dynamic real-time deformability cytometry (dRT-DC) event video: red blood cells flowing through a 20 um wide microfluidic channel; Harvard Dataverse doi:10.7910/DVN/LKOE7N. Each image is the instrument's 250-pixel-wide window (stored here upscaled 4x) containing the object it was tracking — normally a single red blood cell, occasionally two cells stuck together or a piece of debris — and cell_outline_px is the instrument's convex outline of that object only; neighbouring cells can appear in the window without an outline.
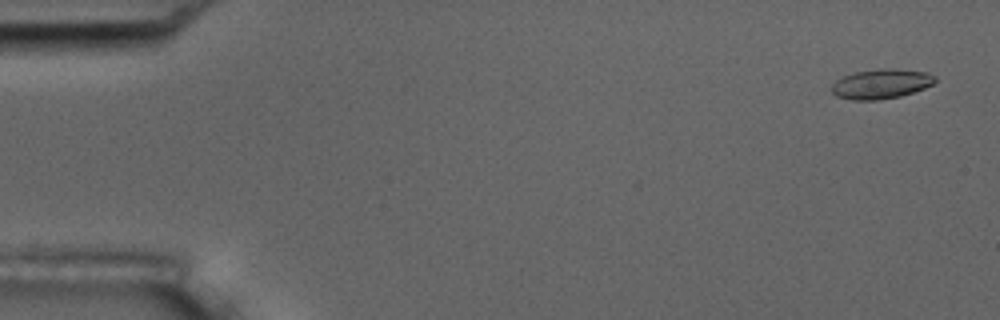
{"species": "common noctule bat (a hibernating species)", "species_latin": "Nyctalus noctula", "temperature_condition": "room temperature", "stored_images_in_passage": 5, "camera_frame_rate_fps": 3000, "um_per_image_px": 0.085, "animal": {"sex": "male", "body_mass_g": 17.5, "forearm_length_mm": 52.3}, "frame": {"image": 1, "passage_image": 1, "time_ms": 0.0, "image_size_px": [1000, 320], "cell_outline_px": [[936, 80], [932, 84], [924, 88], [900, 96], [880, 100], [852, 100], [836, 96], [832, 92], [832, 84], [836, 80], [844, 76], [856, 72], [880, 68], [896, 68], [928, 72], [936, 76]], "centroid_in_image_um": [74.91, 7.12], "position_along_channel_um": 10.1, "area_um2": 17.98}}